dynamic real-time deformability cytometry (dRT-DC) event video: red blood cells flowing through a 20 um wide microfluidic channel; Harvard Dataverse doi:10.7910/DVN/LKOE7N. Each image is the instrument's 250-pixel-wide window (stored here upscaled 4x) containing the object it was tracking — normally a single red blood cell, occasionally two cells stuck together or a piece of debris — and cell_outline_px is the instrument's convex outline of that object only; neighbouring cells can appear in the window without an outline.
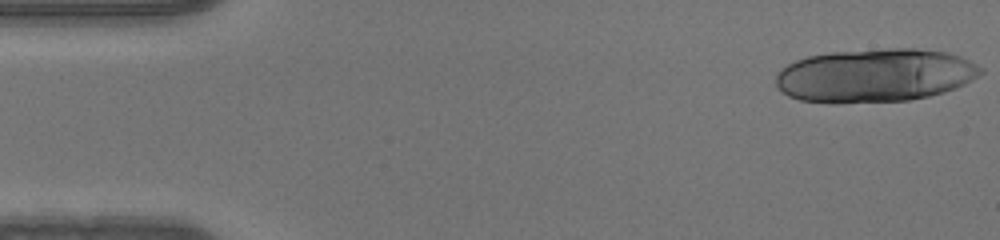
{"species": "human", "species_latin": "Homo sapiens", "temperature_condition": "warm", "stored_images_in_passage": 15, "camera_frame_rate_fps": 3000, "um_per_image_px": 0.085, "donor": {"sex": "male"}, "frame": {"image": 1, "passage_image": 1, "time_ms": 0.0, "image_size_px": [1000, 240], "cell_outline_px": [[984, 72], [972, 80], [956, 88], [944, 92], [928, 96], [908, 100], [800, 100], [788, 96], [776, 84], [776, 76], [788, 64], [796, 60], [808, 56], [832, 52], [884, 48], [916, 48], [948, 52], [960, 56], [984, 68]], "centroid_in_image_um": [74.46, 6.35], "position_along_channel_um": 10.5, "area_um2": 62.54}}